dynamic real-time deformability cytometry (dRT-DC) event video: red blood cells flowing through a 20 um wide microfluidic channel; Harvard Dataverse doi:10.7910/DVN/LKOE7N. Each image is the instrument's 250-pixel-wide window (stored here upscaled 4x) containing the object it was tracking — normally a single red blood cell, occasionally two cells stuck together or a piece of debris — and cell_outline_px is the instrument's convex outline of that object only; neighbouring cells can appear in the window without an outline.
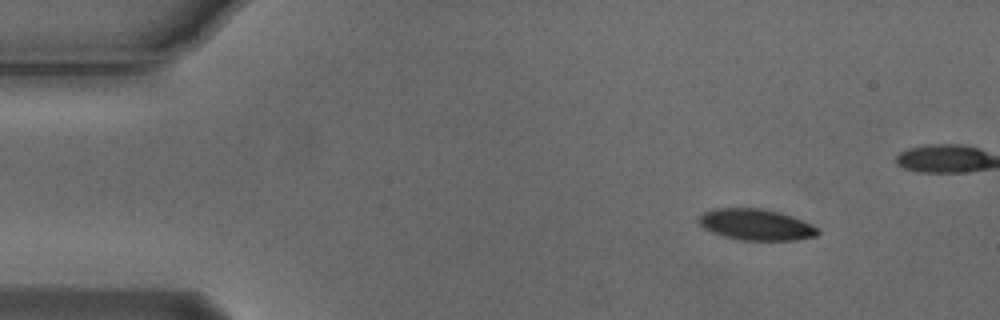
{"species": "Egyptian fruit bat (a non-hibernating species)", "species_latin": "Rousettus aegyptiacus", "temperature_condition": "cold", "stored_images_in_passage": 10, "camera_frame_rate_fps": 3000, "um_per_image_px": 0.085, "animal": {"sex": "male"}, "frame": {"image": 1, "passage_image": 1, "time_ms": 0.0, "image_size_px": [1000, 320], "cell_outline_px": [[820, 232], [816, 236], [796, 240], [740, 240], [724, 236], [712, 232], [704, 228], [700, 224], [700, 216], [704, 212], [712, 208], [760, 208], [792, 216], [812, 224], [820, 228]], "centroid_in_image_um": [64.29, 19.09], "position_along_channel_um": 20.7, "area_um2": 21.56}}
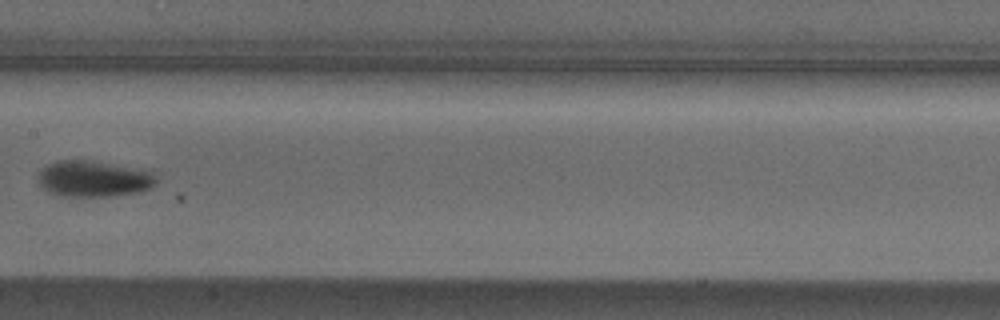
{"frame": {"image": 2, "passage_image": 7, "time_ms": 2.0, "image_size_px": [1000, 320], "cell_outline_px": [[156, 184], [140, 192], [108, 196], [64, 196], [48, 192], [40, 184], [40, 172], [48, 164], [56, 160], [92, 160], [152, 172], [156, 180]], "centroid_in_image_um": [7.95, 15.19], "position_along_channel_um": 199.5, "area_um2": 24.45}}
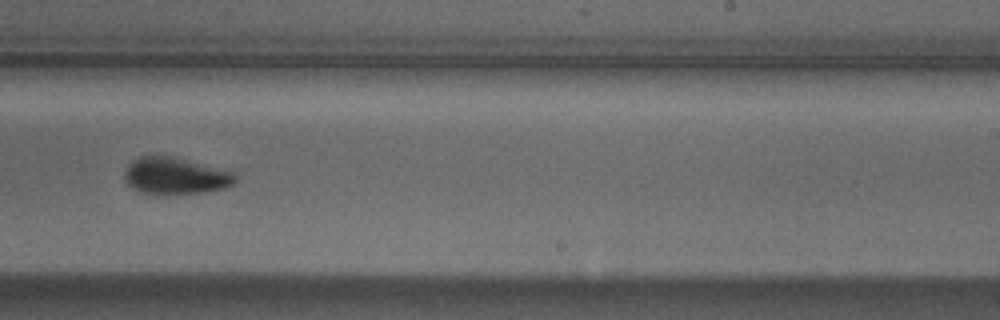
{"frame": {"image": 3, "passage_image": 9, "time_ms": 2.667, "image_size_px": [1000, 320], "cell_outline_px": [[236, 180], [232, 184], [224, 188], [200, 192], [140, 192], [132, 188], [124, 180], [124, 172], [128, 164], [132, 160], [140, 156], [156, 152], [236, 172]], "centroid_in_image_um": [14.86, 14.87], "position_along_channel_um": 274.1, "area_um2": 23.7}}